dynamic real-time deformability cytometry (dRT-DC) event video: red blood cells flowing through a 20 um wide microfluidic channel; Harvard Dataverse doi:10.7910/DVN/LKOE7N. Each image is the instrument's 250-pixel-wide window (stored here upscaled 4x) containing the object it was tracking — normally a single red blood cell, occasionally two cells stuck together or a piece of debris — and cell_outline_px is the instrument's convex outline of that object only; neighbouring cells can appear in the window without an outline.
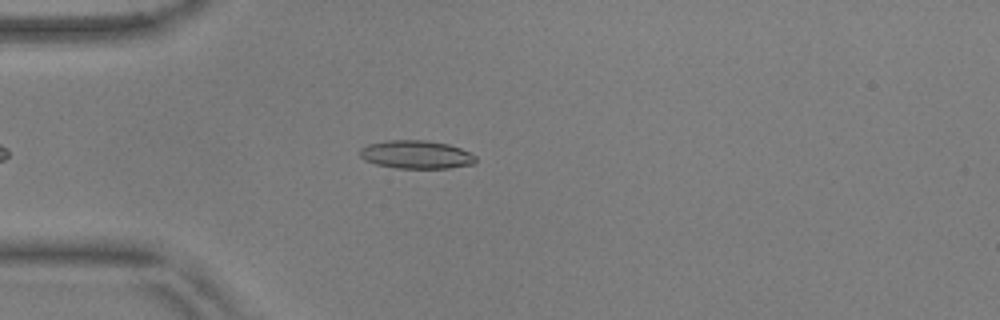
{"species": "common noctule bat (a hibernating species)", "species_latin": "Nyctalus noctula", "temperature_condition": "warm", "stored_images_in_passage": 41, "camera_frame_rate_fps": 3000, "um_per_image_px": 0.085, "animal": {"sex": "male", "body_mass_g": 17.9, "forearm_length_mm": 54.2}, "frame": {"image": 1, "passage_image": 5, "time_ms": 1.333, "image_size_px": [1000, 320], "cell_outline_px": [[476, 160], [472, 164], [448, 168], [396, 168], [376, 164], [364, 160], [360, 156], [360, 148], [368, 144], [388, 140], [428, 140], [448, 144], [460, 148], [476, 156]], "centroid_in_image_um": [35.36, 13.13], "position_along_channel_um": 49.6, "area_um2": 19.02}}
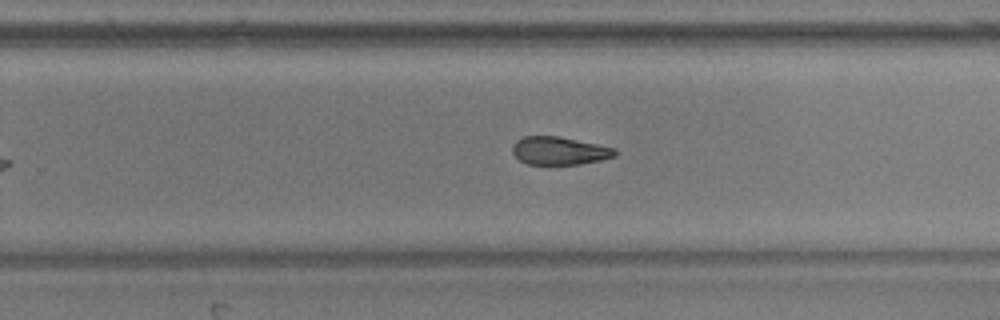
{"frame": {"image": 2, "passage_image": 25, "time_ms": 8.0, "image_size_px": [1000, 320], "cell_outline_px": [[616, 156], [600, 160], [580, 164], [528, 164], [520, 160], [512, 152], [512, 144], [516, 140], [524, 136], [556, 136], [616, 148]], "centroid_in_image_um": [47.52, 12.81], "position_along_channel_um": 282.3, "area_um2": 16.59}}
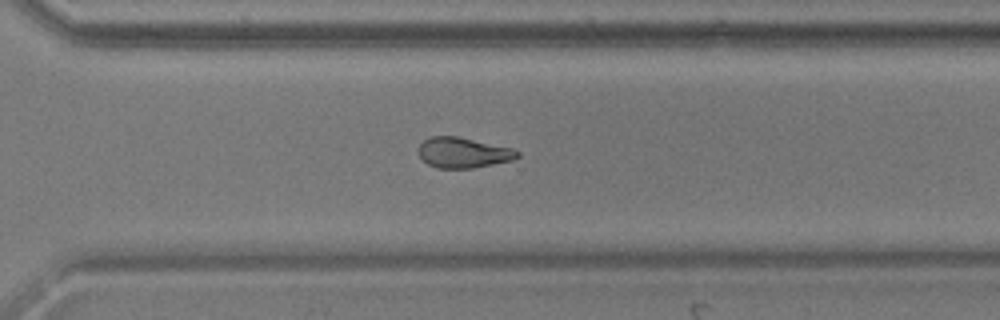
{"frame": {"image": 3, "passage_image": 29, "time_ms": 9.333, "image_size_px": [1000, 320], "cell_outline_px": [[520, 156], [512, 160], [472, 168], [436, 168], [428, 164], [420, 156], [420, 144], [428, 136], [456, 136], [512, 148], [520, 152]], "centroid_in_image_um": [39.38, 12.97], "position_along_channel_um": 331.2, "area_um2": 17.34}, "authors_computed_cell_mechanics": {"area_um2": 18.0914, "velocity_mm_per_s": 3.6764, "shape_relaxation_time_tau1_ms": null, "shape_relaxation_time_tau2_ms": 2.8144, "deformation_change_tau1": null, "deformation_change_tau2": 0.1064}}